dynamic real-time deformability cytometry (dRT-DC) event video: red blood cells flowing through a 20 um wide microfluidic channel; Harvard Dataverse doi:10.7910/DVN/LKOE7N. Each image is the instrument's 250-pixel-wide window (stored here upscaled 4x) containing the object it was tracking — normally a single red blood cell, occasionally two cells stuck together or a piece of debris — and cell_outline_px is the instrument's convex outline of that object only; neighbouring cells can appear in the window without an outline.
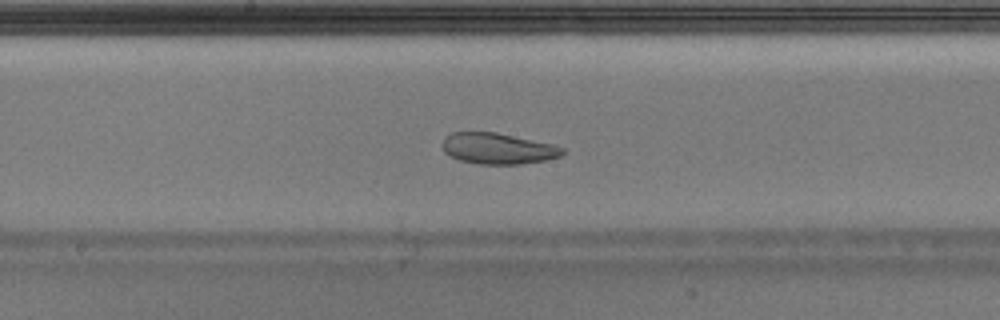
{"species": "Egyptian fruit bat (a non-hibernating species)", "species_latin": "Rousettus aegyptiacus", "temperature_condition": "warm", "stored_images_in_passage": 52, "camera_frame_rate_fps": 3000, "um_per_image_px": 0.085, "animal": {"sex": "male"}, "frame": {"image": 1, "passage_image": 28, "time_ms": 9.0, "image_size_px": [1000, 320], "cell_outline_px": [[564, 152], [560, 156], [544, 160], [520, 164], [480, 164], [460, 160], [444, 152], [440, 144], [444, 136], [452, 132], [496, 132], [552, 144], [564, 148]], "centroid_in_image_um": [42.27, 12.61], "position_along_channel_um": 205.9, "area_um2": 21.68}}
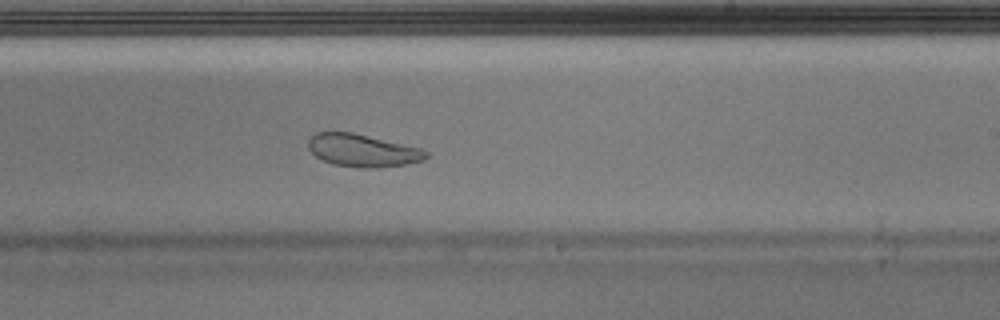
{"frame": {"image": 2, "passage_image": 32, "time_ms": 10.333, "image_size_px": [1000, 320], "cell_outline_px": [[428, 156], [424, 160], [404, 164], [380, 168], [360, 168], [332, 164], [316, 156], [308, 148], [308, 140], [316, 132], [352, 132], [420, 148], [428, 152]], "centroid_in_image_um": [30.81, 12.79], "position_along_channel_um": 258.2, "area_um2": 22.25}, "authors_computed_cell_mechanics": {"area_um2": 25.6054, "velocity_mm_per_s": 3.9389, "shape_relaxation_time_tau1_ms": null, "shape_relaxation_time_tau2_ms": 1.6419, "deformation_change_tau1": null, "deformation_change_tau2": 0.0754}}